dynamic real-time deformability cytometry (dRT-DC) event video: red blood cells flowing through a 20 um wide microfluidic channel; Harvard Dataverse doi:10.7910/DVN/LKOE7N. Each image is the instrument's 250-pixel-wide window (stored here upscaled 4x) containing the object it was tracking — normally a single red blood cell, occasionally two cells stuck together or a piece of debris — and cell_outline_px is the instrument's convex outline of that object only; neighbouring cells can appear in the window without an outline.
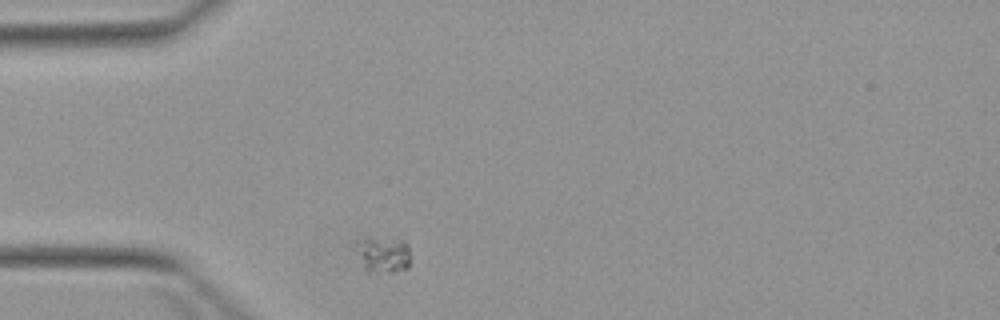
{"species": "Egyptian fruit bat (a non-hibernating species)", "species_latin": "Rousettus aegyptiacus", "temperature_condition": "warm", "stored_images_in_passage": 2, "camera_frame_rate_fps": 3000, "um_per_image_px": 0.085, "animal": {"sex": "female"}, "frame": {"image": 1, "passage_image": 1, "time_ms": 0.0, "image_size_px": [1000, 320], "cell_outline_px": [[408, 268], [396, 272], [368, 272], [364, 268], [356, 252], [352, 240], [364, 236], [368, 236], [404, 240], [408, 244]], "centroid_in_image_um": [32.47, 21.58], "position_along_channel_um": 52.5, "area_um2": 12.02}}